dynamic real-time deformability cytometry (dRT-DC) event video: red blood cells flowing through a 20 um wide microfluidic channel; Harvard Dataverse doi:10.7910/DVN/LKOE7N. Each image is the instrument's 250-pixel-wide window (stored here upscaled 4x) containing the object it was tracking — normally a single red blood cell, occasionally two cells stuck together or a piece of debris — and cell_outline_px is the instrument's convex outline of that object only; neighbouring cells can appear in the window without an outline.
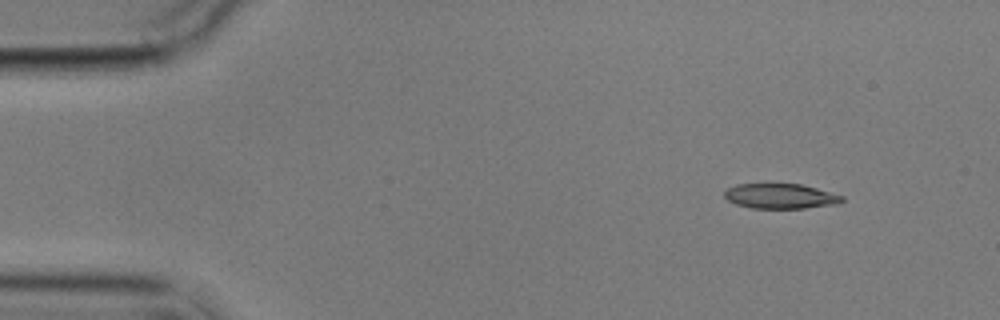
{"species": "common noctule bat (a hibernating species)", "species_latin": "Nyctalus noctula", "temperature_condition": "cold", "stored_images_in_passage": 3, "camera_frame_rate_fps": 3000, "um_per_image_px": 0.085, "animal": {"sex": "male", "body_mass_g": 17.9}, "frame": {"image": 1, "passage_image": 1, "time_ms": 0.0, "image_size_px": [1000, 320], "cell_outline_px": [[844, 200], [840, 204], [804, 208], [752, 208], [736, 204], [728, 200], [724, 196], [724, 192], [728, 188], [736, 184], [800, 184], [816, 188], [844, 196]], "centroid_in_image_um": [66.36, 16.67], "position_along_channel_um": 18.6, "area_um2": 17.11}}